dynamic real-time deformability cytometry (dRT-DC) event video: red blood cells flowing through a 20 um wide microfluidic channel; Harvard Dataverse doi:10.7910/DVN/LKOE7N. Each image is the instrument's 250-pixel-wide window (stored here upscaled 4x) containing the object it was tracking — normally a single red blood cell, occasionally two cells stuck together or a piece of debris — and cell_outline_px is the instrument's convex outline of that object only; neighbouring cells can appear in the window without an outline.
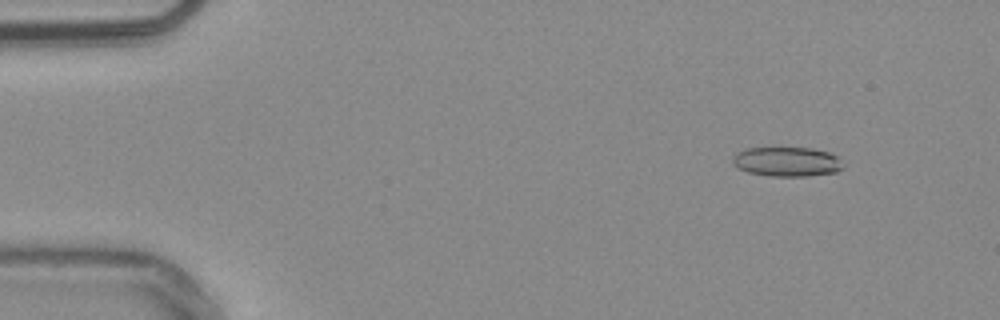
{"species": "common noctule bat (a hibernating species)", "species_latin": "Nyctalus noctula", "temperature_condition": "warm", "stored_images_in_passage": 53, "camera_frame_rate_fps": 3000, "um_per_image_px": 0.085, "animal": {"sex": "male", "body_mass_g": 20.4}, "frame": {"image": 1, "passage_image": 6, "time_ms": 1.667, "image_size_px": [1000, 320], "cell_outline_px": [[844, 168], [836, 172], [808, 176], [768, 176], [748, 172], [736, 168], [732, 164], [732, 156], [736, 152], [744, 148], [812, 148], [828, 152], [836, 156]], "centroid_in_image_um": [66.82, 13.75], "position_along_channel_um": 18.2, "area_um2": 19.13}}
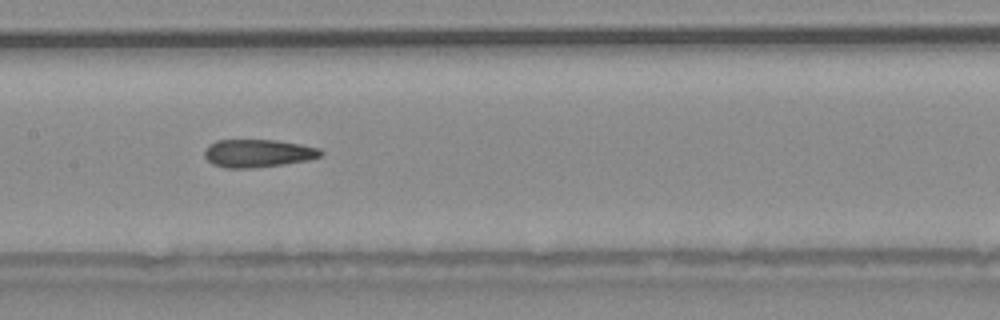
{"frame": {"image": 2, "passage_image": 27, "time_ms": 8.667, "image_size_px": [1000, 320], "cell_outline_px": [[324, 152], [320, 156], [308, 160], [284, 164], [252, 168], [224, 168], [212, 164], [204, 156], [204, 148], [208, 144], [216, 140], [276, 140], [300, 144], [320, 148]], "centroid_in_image_um": [21.89, 13.02], "position_along_channel_um": 185.5, "area_um2": 19.07}}
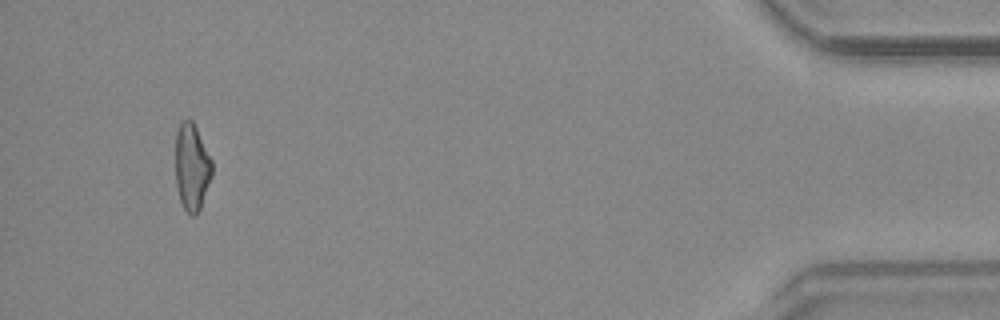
{"frame": {"image": 3, "passage_image": 51, "time_ms": 16.667, "image_size_px": [1000, 320], "cell_outline_px": [[212, 176], [200, 208], [196, 216], [192, 216], [184, 208], [180, 200], [176, 184], [176, 132], [180, 124], [184, 120], [192, 120], [212, 160]], "centroid_in_image_um": [16.31, 14.22], "position_along_channel_um": 418.9, "area_um2": 18.32}, "authors_computed_cell_mechanics": {"area_um2": 19.1896, "velocity_mm_per_s": 3.8246, "shape_relaxation_time_tau1_ms": null, "shape_relaxation_time_tau2_ms": 4.4847, "deformation_change_tau1": null, "deformation_change_tau2": 0.1379}}